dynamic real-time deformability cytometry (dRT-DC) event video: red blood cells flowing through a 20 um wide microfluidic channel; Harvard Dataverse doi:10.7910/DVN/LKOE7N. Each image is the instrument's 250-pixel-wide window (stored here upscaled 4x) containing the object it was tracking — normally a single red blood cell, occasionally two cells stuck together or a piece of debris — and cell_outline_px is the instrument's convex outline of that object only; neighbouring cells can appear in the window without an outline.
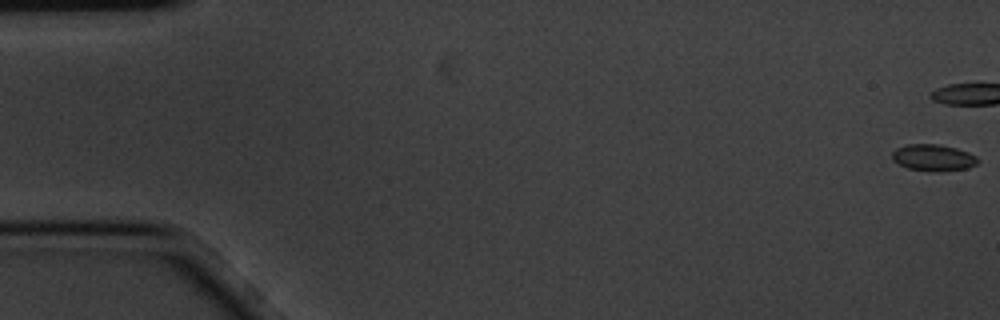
{"species": "common noctule bat (a hibernating species)", "species_latin": "Nyctalus noctula", "temperature_condition": "cold", "stored_images_in_passage": 16, "camera_frame_rate_fps": 3000, "um_per_image_px": 0.085, "animal": {"sex": "male", "body_mass_g": 20.1, "forearm_length_mm": 53.5}, "frame": {"image": 1, "passage_image": 1, "time_ms": 0.0, "image_size_px": [1000, 320], "cell_outline_px": [[980, 160], [976, 164], [968, 168], [944, 172], [932, 172], [908, 168], [892, 160], [892, 152], [896, 148], [908, 144], [940, 144], [956, 148], [968, 152], [976, 156]], "centroid_in_image_um": [79.35, 13.41], "position_along_channel_um": 5.7, "area_um2": 13.47}}
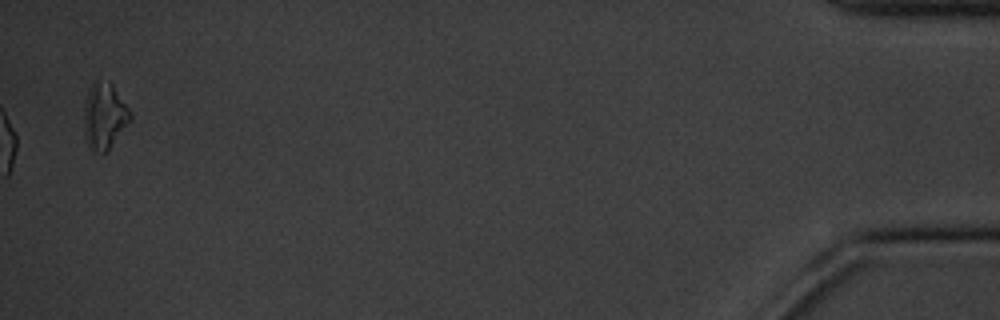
{"frame": {"image": 2, "passage_image": 16, "time_ms": 5.0, "image_size_px": [1000, 320], "cell_outline_px": [[132, 116], [108, 152], [96, 152], [88, 144], [84, 136], [84, 100], [92, 80], [112, 84], [132, 112]], "centroid_in_image_um": [8.85, 9.86], "position_along_channel_um": 426.3, "area_um2": 17.8}}